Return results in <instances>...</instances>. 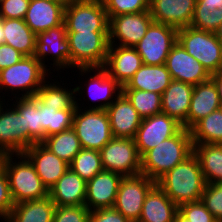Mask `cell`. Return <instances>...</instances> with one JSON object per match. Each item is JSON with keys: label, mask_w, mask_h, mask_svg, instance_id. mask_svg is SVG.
Wrapping results in <instances>:
<instances>
[{"label": "cell", "mask_w": 222, "mask_h": 222, "mask_svg": "<svg viewBox=\"0 0 222 222\" xmlns=\"http://www.w3.org/2000/svg\"><path fill=\"white\" fill-rule=\"evenodd\" d=\"M156 184L177 205L201 200L206 186L197 156L192 153L163 175Z\"/></svg>", "instance_id": "1"}, {"label": "cell", "mask_w": 222, "mask_h": 222, "mask_svg": "<svg viewBox=\"0 0 222 222\" xmlns=\"http://www.w3.org/2000/svg\"><path fill=\"white\" fill-rule=\"evenodd\" d=\"M193 153L190 130L182 128L141 157V174L157 182Z\"/></svg>", "instance_id": "2"}, {"label": "cell", "mask_w": 222, "mask_h": 222, "mask_svg": "<svg viewBox=\"0 0 222 222\" xmlns=\"http://www.w3.org/2000/svg\"><path fill=\"white\" fill-rule=\"evenodd\" d=\"M16 159H18V162ZM3 167L8 178L10 194L14 204L40 200L49 196V190L23 153L6 154Z\"/></svg>", "instance_id": "3"}, {"label": "cell", "mask_w": 222, "mask_h": 222, "mask_svg": "<svg viewBox=\"0 0 222 222\" xmlns=\"http://www.w3.org/2000/svg\"><path fill=\"white\" fill-rule=\"evenodd\" d=\"M43 64L34 56H24L16 64L0 71V93L5 89V94L10 90H21L19 97H34L40 87L51 76ZM9 89V90H8ZM7 90V92H6ZM25 91V93H24ZM1 97V96H0ZM3 99L0 98V101Z\"/></svg>", "instance_id": "4"}, {"label": "cell", "mask_w": 222, "mask_h": 222, "mask_svg": "<svg viewBox=\"0 0 222 222\" xmlns=\"http://www.w3.org/2000/svg\"><path fill=\"white\" fill-rule=\"evenodd\" d=\"M177 41L211 75L222 71V44L216 33L187 26L177 30Z\"/></svg>", "instance_id": "5"}, {"label": "cell", "mask_w": 222, "mask_h": 222, "mask_svg": "<svg viewBox=\"0 0 222 222\" xmlns=\"http://www.w3.org/2000/svg\"><path fill=\"white\" fill-rule=\"evenodd\" d=\"M70 46V64L74 68L104 67L109 32H67Z\"/></svg>", "instance_id": "6"}, {"label": "cell", "mask_w": 222, "mask_h": 222, "mask_svg": "<svg viewBox=\"0 0 222 222\" xmlns=\"http://www.w3.org/2000/svg\"><path fill=\"white\" fill-rule=\"evenodd\" d=\"M72 128L79 138L81 147L100 151L114 136L106 110H84L77 103Z\"/></svg>", "instance_id": "7"}, {"label": "cell", "mask_w": 222, "mask_h": 222, "mask_svg": "<svg viewBox=\"0 0 222 222\" xmlns=\"http://www.w3.org/2000/svg\"><path fill=\"white\" fill-rule=\"evenodd\" d=\"M67 32H109V19L101 0H71L64 10Z\"/></svg>", "instance_id": "8"}, {"label": "cell", "mask_w": 222, "mask_h": 222, "mask_svg": "<svg viewBox=\"0 0 222 222\" xmlns=\"http://www.w3.org/2000/svg\"><path fill=\"white\" fill-rule=\"evenodd\" d=\"M104 170L126 176L141 174V156L134 139L113 137L101 150Z\"/></svg>", "instance_id": "9"}, {"label": "cell", "mask_w": 222, "mask_h": 222, "mask_svg": "<svg viewBox=\"0 0 222 222\" xmlns=\"http://www.w3.org/2000/svg\"><path fill=\"white\" fill-rule=\"evenodd\" d=\"M176 43V28L153 21L135 48L143 64L161 65L165 64L170 50Z\"/></svg>", "instance_id": "10"}, {"label": "cell", "mask_w": 222, "mask_h": 222, "mask_svg": "<svg viewBox=\"0 0 222 222\" xmlns=\"http://www.w3.org/2000/svg\"><path fill=\"white\" fill-rule=\"evenodd\" d=\"M155 184L143 174L123 177L113 208L131 222H138L145 197Z\"/></svg>", "instance_id": "11"}, {"label": "cell", "mask_w": 222, "mask_h": 222, "mask_svg": "<svg viewBox=\"0 0 222 222\" xmlns=\"http://www.w3.org/2000/svg\"><path fill=\"white\" fill-rule=\"evenodd\" d=\"M53 60V67L59 72L61 68H74L70 64V46L67 39L66 26L63 23L55 28H51L45 32L37 34L36 47L34 57L37 58L43 66L45 65V59Z\"/></svg>", "instance_id": "12"}, {"label": "cell", "mask_w": 222, "mask_h": 222, "mask_svg": "<svg viewBox=\"0 0 222 222\" xmlns=\"http://www.w3.org/2000/svg\"><path fill=\"white\" fill-rule=\"evenodd\" d=\"M152 22L150 11L111 17L109 19V45L135 47Z\"/></svg>", "instance_id": "13"}, {"label": "cell", "mask_w": 222, "mask_h": 222, "mask_svg": "<svg viewBox=\"0 0 222 222\" xmlns=\"http://www.w3.org/2000/svg\"><path fill=\"white\" fill-rule=\"evenodd\" d=\"M0 101V149L5 154L23 153L34 143L28 138L24 128L23 116L12 106L3 105L5 97Z\"/></svg>", "instance_id": "14"}, {"label": "cell", "mask_w": 222, "mask_h": 222, "mask_svg": "<svg viewBox=\"0 0 222 222\" xmlns=\"http://www.w3.org/2000/svg\"><path fill=\"white\" fill-rule=\"evenodd\" d=\"M182 128V124L175 118L162 112L142 119L134 137L139 155L142 157L165 139L176 135Z\"/></svg>", "instance_id": "15"}, {"label": "cell", "mask_w": 222, "mask_h": 222, "mask_svg": "<svg viewBox=\"0 0 222 222\" xmlns=\"http://www.w3.org/2000/svg\"><path fill=\"white\" fill-rule=\"evenodd\" d=\"M172 80L198 85L211 78V74L184 47L177 43L170 50L166 62Z\"/></svg>", "instance_id": "16"}, {"label": "cell", "mask_w": 222, "mask_h": 222, "mask_svg": "<svg viewBox=\"0 0 222 222\" xmlns=\"http://www.w3.org/2000/svg\"><path fill=\"white\" fill-rule=\"evenodd\" d=\"M76 69L80 71L81 77L84 76V73L86 75L91 74V71L94 72L92 77L86 78L89 81H86L88 84L84 83V87L87 89L85 94L88 93L89 98L98 103L103 101L97 105L95 103L94 106L89 105L90 107H85V110H106L122 93V86L103 67Z\"/></svg>", "instance_id": "17"}, {"label": "cell", "mask_w": 222, "mask_h": 222, "mask_svg": "<svg viewBox=\"0 0 222 222\" xmlns=\"http://www.w3.org/2000/svg\"><path fill=\"white\" fill-rule=\"evenodd\" d=\"M123 176L103 170L87 181L85 206L88 210L113 208Z\"/></svg>", "instance_id": "18"}, {"label": "cell", "mask_w": 222, "mask_h": 222, "mask_svg": "<svg viewBox=\"0 0 222 222\" xmlns=\"http://www.w3.org/2000/svg\"><path fill=\"white\" fill-rule=\"evenodd\" d=\"M196 0H150V14L154 22L181 29L190 26Z\"/></svg>", "instance_id": "19"}, {"label": "cell", "mask_w": 222, "mask_h": 222, "mask_svg": "<svg viewBox=\"0 0 222 222\" xmlns=\"http://www.w3.org/2000/svg\"><path fill=\"white\" fill-rule=\"evenodd\" d=\"M23 154L34 166L38 176L48 190L69 169L67 162L57 157L42 143L33 144Z\"/></svg>", "instance_id": "20"}, {"label": "cell", "mask_w": 222, "mask_h": 222, "mask_svg": "<svg viewBox=\"0 0 222 222\" xmlns=\"http://www.w3.org/2000/svg\"><path fill=\"white\" fill-rule=\"evenodd\" d=\"M142 65V58L135 47L109 45L103 68L123 87Z\"/></svg>", "instance_id": "21"}, {"label": "cell", "mask_w": 222, "mask_h": 222, "mask_svg": "<svg viewBox=\"0 0 222 222\" xmlns=\"http://www.w3.org/2000/svg\"><path fill=\"white\" fill-rule=\"evenodd\" d=\"M106 111L109 116L113 136L116 138L134 139L142 118L123 93Z\"/></svg>", "instance_id": "22"}, {"label": "cell", "mask_w": 222, "mask_h": 222, "mask_svg": "<svg viewBox=\"0 0 222 222\" xmlns=\"http://www.w3.org/2000/svg\"><path fill=\"white\" fill-rule=\"evenodd\" d=\"M65 5L49 0H31L25 23L37 35L64 23Z\"/></svg>", "instance_id": "23"}, {"label": "cell", "mask_w": 222, "mask_h": 222, "mask_svg": "<svg viewBox=\"0 0 222 222\" xmlns=\"http://www.w3.org/2000/svg\"><path fill=\"white\" fill-rule=\"evenodd\" d=\"M219 104L217 88L211 78L194 85L188 117L182 127L190 130L199 120L218 110Z\"/></svg>", "instance_id": "24"}, {"label": "cell", "mask_w": 222, "mask_h": 222, "mask_svg": "<svg viewBox=\"0 0 222 222\" xmlns=\"http://www.w3.org/2000/svg\"><path fill=\"white\" fill-rule=\"evenodd\" d=\"M87 182L70 168L49 189L56 206L85 205Z\"/></svg>", "instance_id": "25"}, {"label": "cell", "mask_w": 222, "mask_h": 222, "mask_svg": "<svg viewBox=\"0 0 222 222\" xmlns=\"http://www.w3.org/2000/svg\"><path fill=\"white\" fill-rule=\"evenodd\" d=\"M193 88L192 84L172 80L161 95V112L183 124L188 117Z\"/></svg>", "instance_id": "26"}, {"label": "cell", "mask_w": 222, "mask_h": 222, "mask_svg": "<svg viewBox=\"0 0 222 222\" xmlns=\"http://www.w3.org/2000/svg\"><path fill=\"white\" fill-rule=\"evenodd\" d=\"M178 206L155 184L147 193L138 222H174Z\"/></svg>", "instance_id": "27"}, {"label": "cell", "mask_w": 222, "mask_h": 222, "mask_svg": "<svg viewBox=\"0 0 222 222\" xmlns=\"http://www.w3.org/2000/svg\"><path fill=\"white\" fill-rule=\"evenodd\" d=\"M172 81L165 64H143L122 89L152 91L163 94Z\"/></svg>", "instance_id": "28"}, {"label": "cell", "mask_w": 222, "mask_h": 222, "mask_svg": "<svg viewBox=\"0 0 222 222\" xmlns=\"http://www.w3.org/2000/svg\"><path fill=\"white\" fill-rule=\"evenodd\" d=\"M4 43L12 46L24 56H34L37 35L24 19L2 18Z\"/></svg>", "instance_id": "29"}, {"label": "cell", "mask_w": 222, "mask_h": 222, "mask_svg": "<svg viewBox=\"0 0 222 222\" xmlns=\"http://www.w3.org/2000/svg\"><path fill=\"white\" fill-rule=\"evenodd\" d=\"M56 205L48 196L14 204L7 222H53Z\"/></svg>", "instance_id": "30"}, {"label": "cell", "mask_w": 222, "mask_h": 222, "mask_svg": "<svg viewBox=\"0 0 222 222\" xmlns=\"http://www.w3.org/2000/svg\"><path fill=\"white\" fill-rule=\"evenodd\" d=\"M58 85H57V84ZM84 89L80 85L70 89L61 86L59 82L55 81L53 84L50 80H46L40 87L35 97L44 105L55 108L57 111L62 109H76V95H82L80 92ZM78 93V94H77Z\"/></svg>", "instance_id": "31"}, {"label": "cell", "mask_w": 222, "mask_h": 222, "mask_svg": "<svg viewBox=\"0 0 222 222\" xmlns=\"http://www.w3.org/2000/svg\"><path fill=\"white\" fill-rule=\"evenodd\" d=\"M16 102L13 106L23 116L24 128L28 132V138L35 143L45 140V131L41 126V102L34 97H13ZM15 103V104H14Z\"/></svg>", "instance_id": "32"}, {"label": "cell", "mask_w": 222, "mask_h": 222, "mask_svg": "<svg viewBox=\"0 0 222 222\" xmlns=\"http://www.w3.org/2000/svg\"><path fill=\"white\" fill-rule=\"evenodd\" d=\"M197 156L206 184L222 183V144H196Z\"/></svg>", "instance_id": "33"}, {"label": "cell", "mask_w": 222, "mask_h": 222, "mask_svg": "<svg viewBox=\"0 0 222 222\" xmlns=\"http://www.w3.org/2000/svg\"><path fill=\"white\" fill-rule=\"evenodd\" d=\"M222 23V0H196L190 26L216 33Z\"/></svg>", "instance_id": "34"}, {"label": "cell", "mask_w": 222, "mask_h": 222, "mask_svg": "<svg viewBox=\"0 0 222 222\" xmlns=\"http://www.w3.org/2000/svg\"><path fill=\"white\" fill-rule=\"evenodd\" d=\"M192 144H222V114L213 111L190 129Z\"/></svg>", "instance_id": "35"}, {"label": "cell", "mask_w": 222, "mask_h": 222, "mask_svg": "<svg viewBox=\"0 0 222 222\" xmlns=\"http://www.w3.org/2000/svg\"><path fill=\"white\" fill-rule=\"evenodd\" d=\"M42 144L68 164L82 149L79 138L73 128L45 138Z\"/></svg>", "instance_id": "36"}, {"label": "cell", "mask_w": 222, "mask_h": 222, "mask_svg": "<svg viewBox=\"0 0 222 222\" xmlns=\"http://www.w3.org/2000/svg\"><path fill=\"white\" fill-rule=\"evenodd\" d=\"M76 109H62L44 106L41 103V126L45 138L72 128L73 116Z\"/></svg>", "instance_id": "37"}, {"label": "cell", "mask_w": 222, "mask_h": 222, "mask_svg": "<svg viewBox=\"0 0 222 222\" xmlns=\"http://www.w3.org/2000/svg\"><path fill=\"white\" fill-rule=\"evenodd\" d=\"M122 93L128 98L142 119L162 111L161 94L135 89H122Z\"/></svg>", "instance_id": "38"}, {"label": "cell", "mask_w": 222, "mask_h": 222, "mask_svg": "<svg viewBox=\"0 0 222 222\" xmlns=\"http://www.w3.org/2000/svg\"><path fill=\"white\" fill-rule=\"evenodd\" d=\"M69 168L86 182L103 171L100 151L82 148L69 164Z\"/></svg>", "instance_id": "39"}, {"label": "cell", "mask_w": 222, "mask_h": 222, "mask_svg": "<svg viewBox=\"0 0 222 222\" xmlns=\"http://www.w3.org/2000/svg\"><path fill=\"white\" fill-rule=\"evenodd\" d=\"M108 19L121 14L149 11L150 0H101Z\"/></svg>", "instance_id": "40"}, {"label": "cell", "mask_w": 222, "mask_h": 222, "mask_svg": "<svg viewBox=\"0 0 222 222\" xmlns=\"http://www.w3.org/2000/svg\"><path fill=\"white\" fill-rule=\"evenodd\" d=\"M201 201L217 222H222V183L206 184Z\"/></svg>", "instance_id": "41"}, {"label": "cell", "mask_w": 222, "mask_h": 222, "mask_svg": "<svg viewBox=\"0 0 222 222\" xmlns=\"http://www.w3.org/2000/svg\"><path fill=\"white\" fill-rule=\"evenodd\" d=\"M90 211L85 205L56 206L53 222H88Z\"/></svg>", "instance_id": "42"}, {"label": "cell", "mask_w": 222, "mask_h": 222, "mask_svg": "<svg viewBox=\"0 0 222 222\" xmlns=\"http://www.w3.org/2000/svg\"><path fill=\"white\" fill-rule=\"evenodd\" d=\"M178 211L191 222H217L201 200L181 204Z\"/></svg>", "instance_id": "43"}, {"label": "cell", "mask_w": 222, "mask_h": 222, "mask_svg": "<svg viewBox=\"0 0 222 222\" xmlns=\"http://www.w3.org/2000/svg\"><path fill=\"white\" fill-rule=\"evenodd\" d=\"M31 0H0V17L24 19Z\"/></svg>", "instance_id": "44"}, {"label": "cell", "mask_w": 222, "mask_h": 222, "mask_svg": "<svg viewBox=\"0 0 222 222\" xmlns=\"http://www.w3.org/2000/svg\"><path fill=\"white\" fill-rule=\"evenodd\" d=\"M13 206L14 202L11 198L8 178L2 165L0 167V220L2 218L7 222V217Z\"/></svg>", "instance_id": "45"}, {"label": "cell", "mask_w": 222, "mask_h": 222, "mask_svg": "<svg viewBox=\"0 0 222 222\" xmlns=\"http://www.w3.org/2000/svg\"><path fill=\"white\" fill-rule=\"evenodd\" d=\"M88 222H131L114 208L98 209L90 212Z\"/></svg>", "instance_id": "46"}, {"label": "cell", "mask_w": 222, "mask_h": 222, "mask_svg": "<svg viewBox=\"0 0 222 222\" xmlns=\"http://www.w3.org/2000/svg\"><path fill=\"white\" fill-rule=\"evenodd\" d=\"M24 55L12 46L3 43L0 45V71L19 62Z\"/></svg>", "instance_id": "47"}, {"label": "cell", "mask_w": 222, "mask_h": 222, "mask_svg": "<svg viewBox=\"0 0 222 222\" xmlns=\"http://www.w3.org/2000/svg\"><path fill=\"white\" fill-rule=\"evenodd\" d=\"M211 79L214 81V84L217 88L219 100L222 101V71L212 74Z\"/></svg>", "instance_id": "48"}, {"label": "cell", "mask_w": 222, "mask_h": 222, "mask_svg": "<svg viewBox=\"0 0 222 222\" xmlns=\"http://www.w3.org/2000/svg\"><path fill=\"white\" fill-rule=\"evenodd\" d=\"M174 222H191L189 219L184 217L179 211L176 212Z\"/></svg>", "instance_id": "49"}, {"label": "cell", "mask_w": 222, "mask_h": 222, "mask_svg": "<svg viewBox=\"0 0 222 222\" xmlns=\"http://www.w3.org/2000/svg\"><path fill=\"white\" fill-rule=\"evenodd\" d=\"M4 43V31L2 25V18L0 17V45Z\"/></svg>", "instance_id": "50"}, {"label": "cell", "mask_w": 222, "mask_h": 222, "mask_svg": "<svg viewBox=\"0 0 222 222\" xmlns=\"http://www.w3.org/2000/svg\"><path fill=\"white\" fill-rule=\"evenodd\" d=\"M49 1H53V2H56V3H61V4H64L66 6L71 0H49Z\"/></svg>", "instance_id": "51"}, {"label": "cell", "mask_w": 222, "mask_h": 222, "mask_svg": "<svg viewBox=\"0 0 222 222\" xmlns=\"http://www.w3.org/2000/svg\"><path fill=\"white\" fill-rule=\"evenodd\" d=\"M5 153L0 149V167L3 165Z\"/></svg>", "instance_id": "52"}, {"label": "cell", "mask_w": 222, "mask_h": 222, "mask_svg": "<svg viewBox=\"0 0 222 222\" xmlns=\"http://www.w3.org/2000/svg\"><path fill=\"white\" fill-rule=\"evenodd\" d=\"M216 34H217V37H218V38H222V23H221L218 31L216 32Z\"/></svg>", "instance_id": "53"}, {"label": "cell", "mask_w": 222, "mask_h": 222, "mask_svg": "<svg viewBox=\"0 0 222 222\" xmlns=\"http://www.w3.org/2000/svg\"><path fill=\"white\" fill-rule=\"evenodd\" d=\"M219 111L221 112V114H222V101H220V104H219Z\"/></svg>", "instance_id": "54"}]
</instances>
